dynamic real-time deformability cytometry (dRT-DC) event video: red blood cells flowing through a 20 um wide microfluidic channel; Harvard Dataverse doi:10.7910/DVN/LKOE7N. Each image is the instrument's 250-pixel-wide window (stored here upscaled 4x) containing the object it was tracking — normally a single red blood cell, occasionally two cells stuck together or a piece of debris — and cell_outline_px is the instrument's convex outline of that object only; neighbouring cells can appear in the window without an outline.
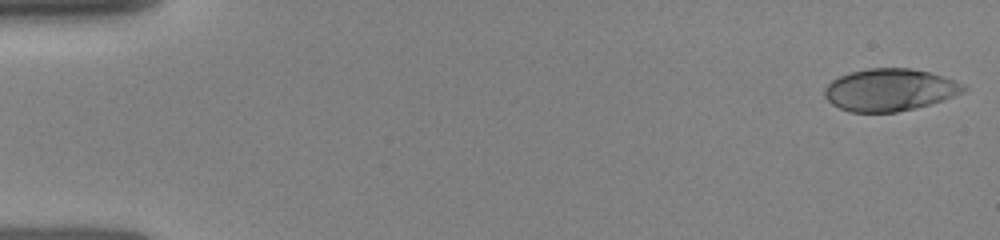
{"species": "human", "species_latin": "Homo sapiens", "temperature_condition": "room temperature", "stored_images_in_passage": 26, "camera_frame_rate_fps": 3000, "um_per_image_px": 0.085, "donor": {"sex": "female"}, "frame": {"image": 1, "passage_image": 1, "time_ms": 0.0, "image_size_px": [1000, 240], "cell_outline_px": [[968, 88], [964, 92], [928, 104], [896, 112], [848, 112], [832, 104], [824, 96], [824, 88], [832, 80], [840, 76], [852, 72], [868, 68], [908, 68], [928, 72], [944, 76], [964, 84]], "centroid_in_image_um": [75.6, 7.63], "position_along_channel_um": 9.4, "area_um2": 33.93}}
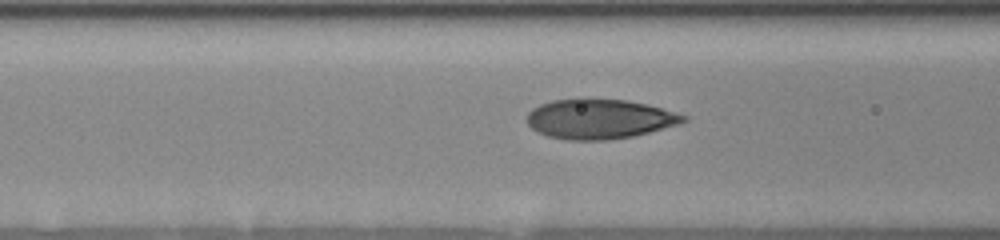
{"frame": {"image": 2, "passage_image": 15, "time_ms": 6.0, "image_size_px": [1000, 240], "cell_outline_px": [[688, 120], [676, 124], [648, 132], [632, 136], [608, 140], [564, 140], [548, 136], [532, 128], [528, 124], [528, 112], [532, 108], [540, 104], [552, 100], [576, 96], [584, 96], [628, 100], [660, 108], [688, 116]], "centroid_in_image_um": [50.89, 10.07], "position_along_channel_um": 115.7, "area_um2": 36.7}}
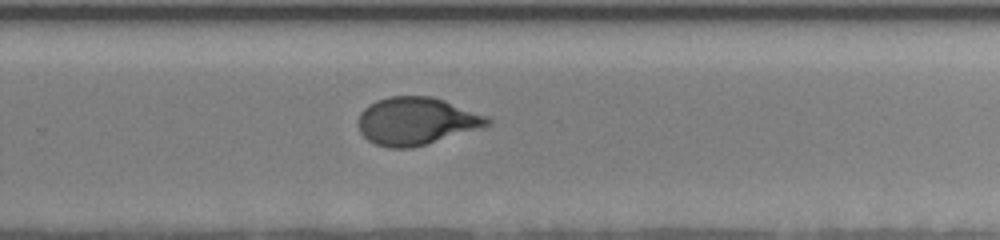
{"frame": {"image": 3, "passage_image": 26, "time_ms": 10.333, "image_size_px": [1000, 240], "cell_outline_px": [[492, 124], [480, 128], [412, 148], [388, 148], [376, 144], [368, 140], [360, 132], [360, 112], [368, 104], [376, 100], [388, 96], [432, 96], [444, 100], [488, 116], [492, 120]], "centroid_in_image_um": [35.39, 10.28], "position_along_channel_um": 294.4, "area_um2": 35.72}}